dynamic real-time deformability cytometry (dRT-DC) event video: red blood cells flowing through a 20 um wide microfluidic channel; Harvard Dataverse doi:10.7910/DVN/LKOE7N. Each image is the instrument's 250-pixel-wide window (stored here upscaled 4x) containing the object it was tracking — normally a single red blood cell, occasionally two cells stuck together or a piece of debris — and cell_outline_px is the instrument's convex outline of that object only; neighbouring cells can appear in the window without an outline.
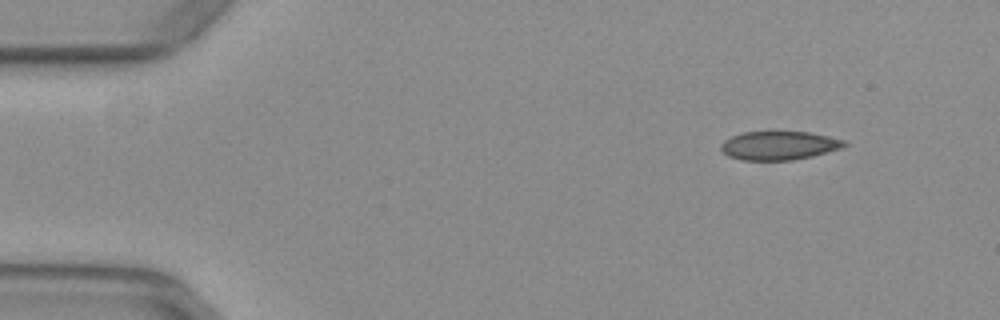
{"species": "common noctule bat (a hibernating species)", "species_latin": "Nyctalus noctula", "temperature_condition": "warm", "stored_images_in_passage": 48, "camera_frame_rate_fps": 3000, "um_per_image_px": 0.085, "animal": {"sex": "female", "body_mass_g": 29.2, "forearm_length_mm": 56.3}, "frame": {"image": 1, "passage_image": 1, "time_ms": 0.0, "image_size_px": [1000, 320], "cell_outline_px": [[848, 144], [840, 148], [812, 156], [792, 160], [744, 160], [728, 156], [720, 148], [720, 144], [724, 140], [732, 136], [744, 132], [808, 132], [828, 136], [844, 140]], "centroid_in_image_um": [66.2, 12.37], "position_along_channel_um": 18.8, "area_um2": 20.4}}
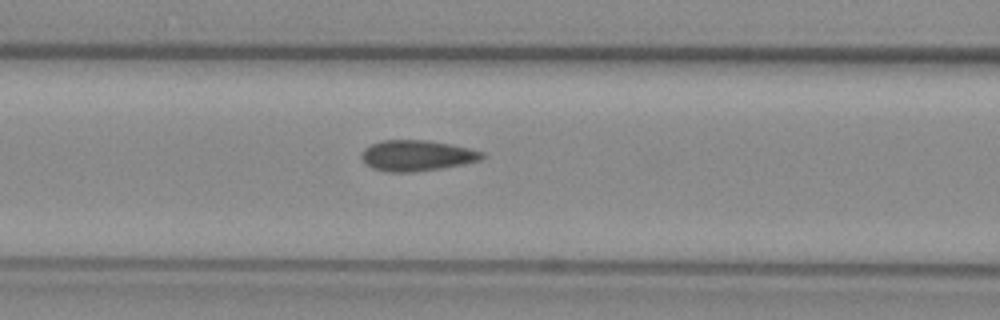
{"frame": {"image": 2, "passage_image": 17, "time_ms": 5.333, "image_size_px": [1000, 320], "cell_outline_px": [[488, 156], [480, 160], [464, 164], [440, 168], [412, 172], [388, 172], [372, 168], [360, 156], [364, 148], [372, 144], [384, 140], [428, 140], [452, 144], [484, 152]], "centroid_in_image_um": [35.47, 13.22], "position_along_channel_um": 131.1, "area_um2": 21.62}}
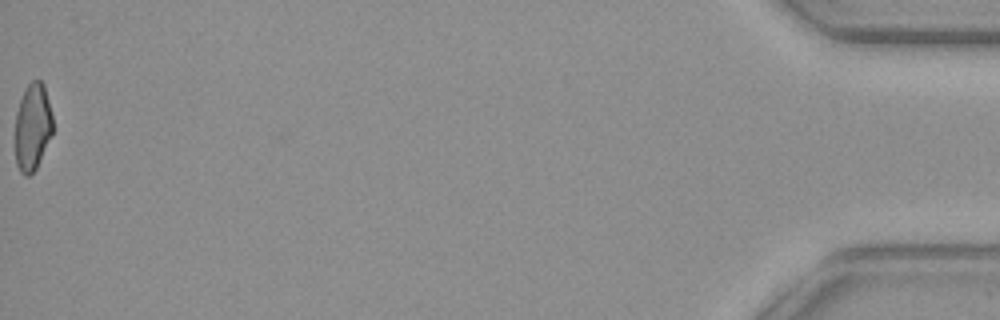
{"frame": {"image": 3, "passage_image": 48, "time_ms": 15.667, "image_size_px": [1000, 320], "cell_outline_px": [[52, 132], [36, 168], [28, 176], [24, 176], [20, 172], [16, 164], [16, 112], [20, 96], [28, 84], [32, 80], [40, 80], [44, 84], [52, 116]], "centroid_in_image_um": [2.75, 10.76], "position_along_channel_um": 432.4, "area_um2": 18.9}, "authors_computed_cell_mechanics": {"area_um2": 21.1259, "velocity_mm_per_s": 3.9387, "shape_relaxation_time_tau1_ms": null, "shape_relaxation_time_tau2_ms": 1.3392, "deformation_change_tau1": null, "deformation_change_tau2": 0.0757}}